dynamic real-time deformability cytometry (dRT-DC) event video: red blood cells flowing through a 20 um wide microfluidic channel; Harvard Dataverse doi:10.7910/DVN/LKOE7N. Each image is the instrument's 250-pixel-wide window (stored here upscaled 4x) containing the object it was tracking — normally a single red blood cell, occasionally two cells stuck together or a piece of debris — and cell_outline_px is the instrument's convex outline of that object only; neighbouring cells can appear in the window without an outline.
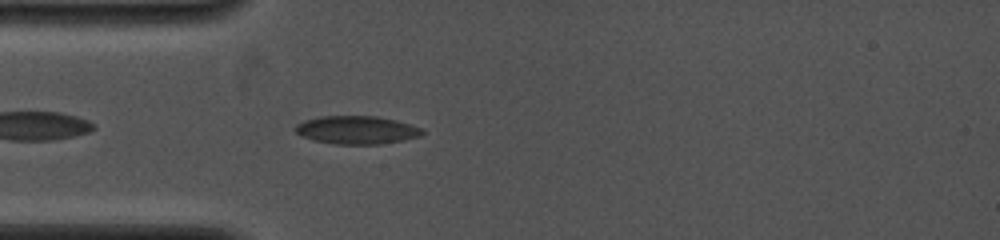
{"species": "common noctule bat (a hibernating species)", "species_latin": "Nyctalus noctula", "temperature_condition": "cold", "stored_images_in_passage": 41, "camera_frame_rate_fps": 4000, "um_per_image_px": 0.085, "animal": {"sex": "female", "body_mass_g": 19.0, "forearm_length_mm": 53.3}, "frame": {"image": 1, "passage_image": 4, "time_ms": 0.75, "image_size_px": [1000, 240], "cell_outline_px": [[424, 132], [420, 136], [404, 140], [380, 144], [336, 144], [312, 140], [296, 132], [292, 128], [296, 124], [304, 120], [320, 116], [376, 116], [396, 120], [424, 128]], "centroid_in_image_um": [30.32, 11.04], "position_along_channel_um": 54.7, "area_um2": 20.92}}
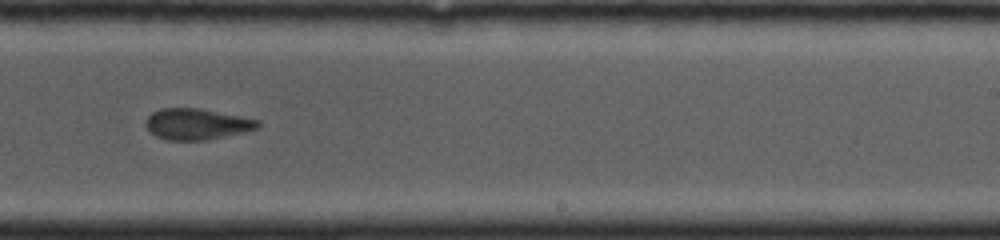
{"frame": {"image": 2, "passage_image": 25, "time_ms": 6.0, "image_size_px": [1000, 240], "cell_outline_px": [[260, 128], [244, 132], [204, 140], [168, 140], [156, 136], [148, 128], [148, 116], [152, 112], [160, 108], [200, 108], [260, 120]], "centroid_in_image_um": [16.77, 10.54], "position_along_channel_um": 272.2, "area_um2": 20.06}}
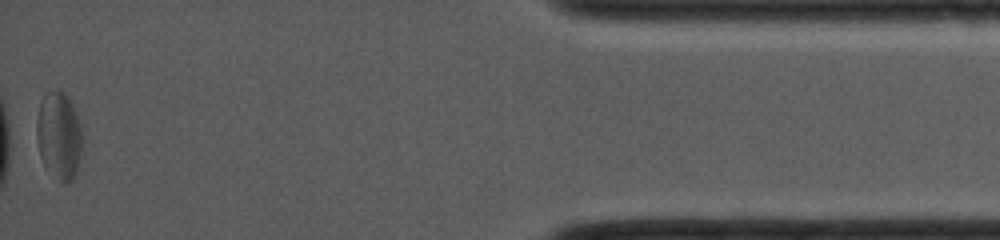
{"frame": {"image": 3, "passage_image": 40, "time_ms": 11.25, "image_size_px": [1000, 240], "cell_outline_px": [[80, 160], [76, 172], [72, 180], [64, 184], [60, 184], [44, 168], [40, 156], [36, 136], [36, 120], [40, 100], [44, 92], [48, 88], [64, 92], [68, 96], [76, 112], [80, 124]], "centroid_in_image_um": [4.96, 11.52], "position_along_channel_um": 430.2, "area_um2": 23.87}}